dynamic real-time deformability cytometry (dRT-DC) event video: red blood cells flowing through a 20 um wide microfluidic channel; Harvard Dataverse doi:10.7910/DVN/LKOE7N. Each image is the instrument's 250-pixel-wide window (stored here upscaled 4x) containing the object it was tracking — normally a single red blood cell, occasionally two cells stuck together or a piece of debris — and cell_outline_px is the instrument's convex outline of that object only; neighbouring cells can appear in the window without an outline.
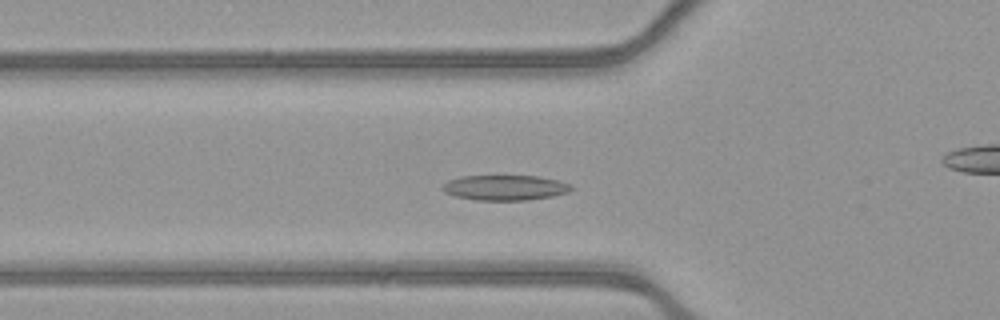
{"species": "common noctule bat (a hibernating species)", "species_latin": "Nyctalus noctula", "temperature_condition": "warm", "stored_images_in_passage": 53, "camera_frame_rate_fps": 3000, "um_per_image_px": 0.085, "animal": {"sex": "female", "body_mass_g": 21.9}, "frame": {"image": 1, "passage_image": 18, "time_ms": 5.667, "image_size_px": [1000, 320], "cell_outline_px": [[576, 188], [568, 192], [552, 196], [528, 200], [476, 200], [456, 196], [444, 192], [440, 188], [448, 180], [460, 176], [540, 176], [572, 184]], "centroid_in_image_um": [42.95, 15.95], "position_along_channel_um": 82.9, "area_um2": 19.02}}
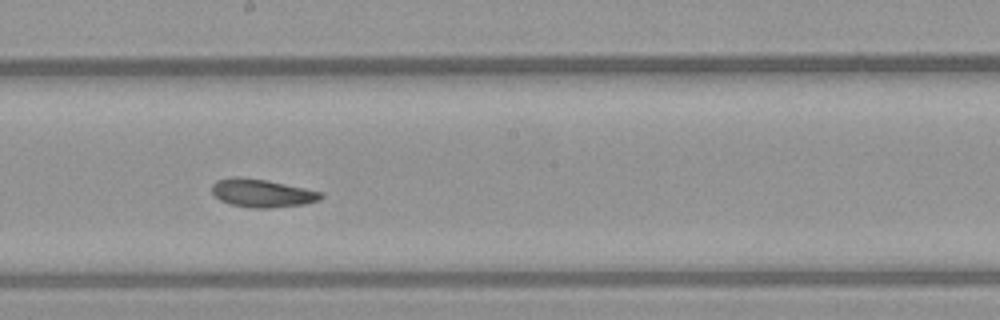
{"frame": {"image": 2, "passage_image": 29, "time_ms": 9.333, "image_size_px": [1000, 320], "cell_outline_px": [[324, 196], [320, 200], [304, 204], [268, 208], [252, 208], [232, 204], [220, 200], [212, 192], [212, 184], [216, 180], [236, 176], [264, 180], [324, 192]], "centroid_in_image_um": [22.28, 16.42], "position_along_channel_um": 225.9, "area_um2": 17.69}}
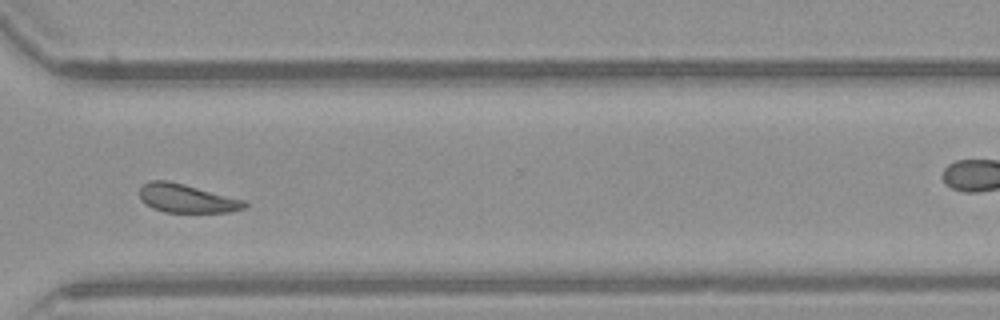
{"frame": {"image": 3, "passage_image": 39, "time_ms": 12.667, "image_size_px": [1000, 320], "cell_outline_px": [[248, 204], [244, 208], [232, 212], [164, 212], [152, 208], [144, 204], [140, 200], [140, 188], [144, 184], [152, 180], [168, 180], [184, 184], [244, 200]], "centroid_in_image_um": [15.84, 16.87], "position_along_channel_um": 354.8, "area_um2": 17.46}, "authors_computed_cell_mechanics": {"area_um2": 18.0914, "velocity_mm_per_s": 3.8705, "shape_relaxation_time_tau1_ms": 5.8419, "shape_relaxation_time_tau2_ms": 2.5648, "deformation_change_tau1": 0.1349, "deformation_change_tau2": 0.0849}}